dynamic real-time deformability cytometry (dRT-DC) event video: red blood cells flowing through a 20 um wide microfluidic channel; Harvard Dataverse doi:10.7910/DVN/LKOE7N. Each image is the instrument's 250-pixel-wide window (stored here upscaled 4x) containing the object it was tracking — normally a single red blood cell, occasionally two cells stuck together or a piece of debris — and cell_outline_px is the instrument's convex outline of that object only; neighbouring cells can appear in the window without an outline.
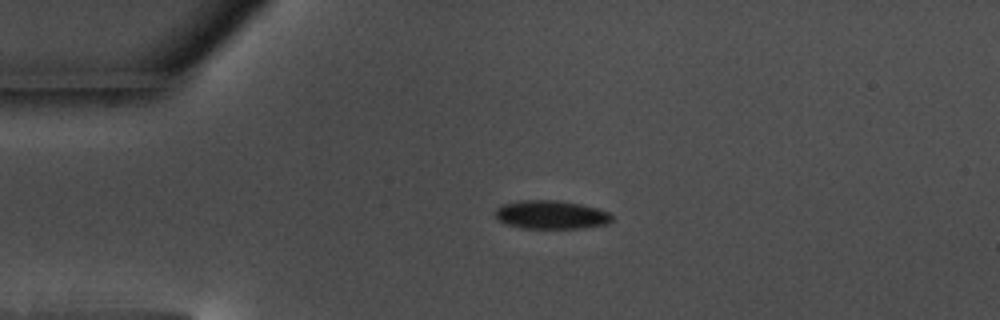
{"species": "common noctule bat (a hibernating species)", "species_latin": "Nyctalus noctula", "temperature_condition": "warm", "stored_images_in_passage": 46, "camera_frame_rate_fps": 3000, "um_per_image_px": 0.085, "animal": {"sex": "male", "body_mass_g": 17.5, "forearm_length_mm": 52.3}, "frame": {"image": 1, "passage_image": 1, "time_ms": 0.0, "image_size_px": [1000, 320], "cell_outline_px": [[612, 220], [608, 224], [584, 228], [520, 228], [504, 224], [496, 216], [496, 208], [500, 204], [520, 200], [556, 200], [580, 204], [596, 208], [608, 212], [612, 216]], "centroid_in_image_um": [46.82, 18.25], "position_along_channel_um": 38.2, "area_um2": 19.48}}
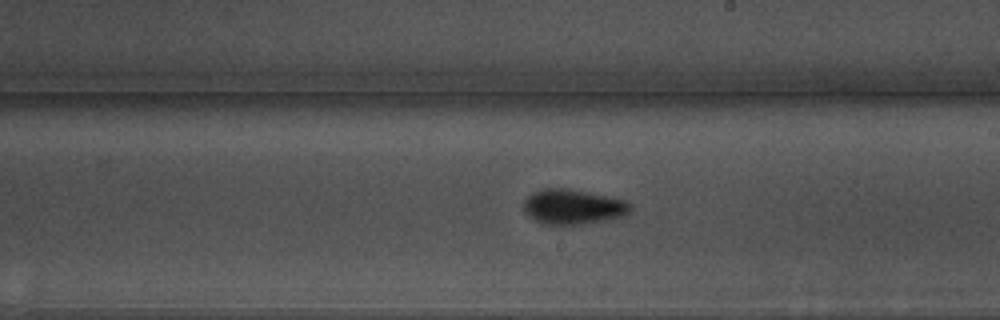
{"frame": {"image": 2, "passage_image": 21, "time_ms": 6.667, "image_size_px": [1000, 320], "cell_outline_px": [[632, 208], [624, 216], [604, 220], [576, 224], [544, 224], [536, 220], [524, 212], [524, 200], [532, 192], [540, 188], [568, 188], [628, 200], [632, 204]], "centroid_in_image_um": [48.72, 17.55], "position_along_channel_um": 240.3, "area_um2": 21.73}}
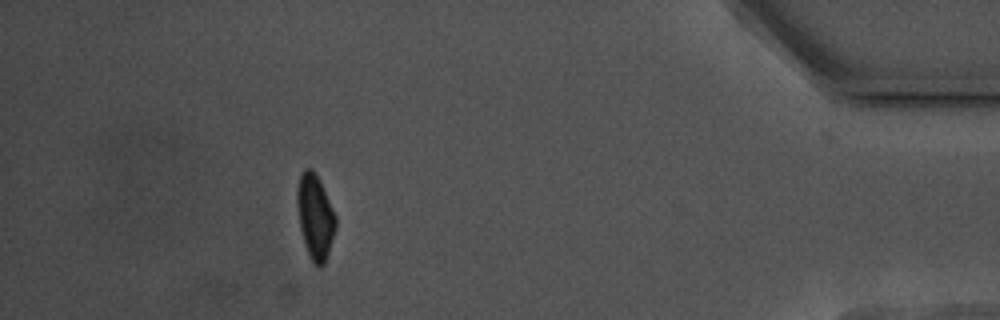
{"frame": {"image": 3, "passage_image": 40, "time_ms": 13.0, "image_size_px": [1000, 320], "cell_outline_px": [[336, 228], [324, 264], [320, 268], [316, 268], [312, 264], [300, 228], [296, 200], [296, 188], [300, 172], [304, 168], [312, 168], [316, 172], [320, 180], [336, 216]], "centroid_in_image_um": [26.77, 18.38], "position_along_channel_um": 408.4, "area_um2": 19.25}, "authors_computed_cell_mechanics": {"area_um2": 19.6809, "velocity_mm_per_s": 3.516, "shape_relaxation_time_tau1_ms": 3.2405, "shape_relaxation_time_tau2_ms": 8.6706, "deformation_change_tau1": 0.1039, "deformation_change_tau2": 0.0891}}